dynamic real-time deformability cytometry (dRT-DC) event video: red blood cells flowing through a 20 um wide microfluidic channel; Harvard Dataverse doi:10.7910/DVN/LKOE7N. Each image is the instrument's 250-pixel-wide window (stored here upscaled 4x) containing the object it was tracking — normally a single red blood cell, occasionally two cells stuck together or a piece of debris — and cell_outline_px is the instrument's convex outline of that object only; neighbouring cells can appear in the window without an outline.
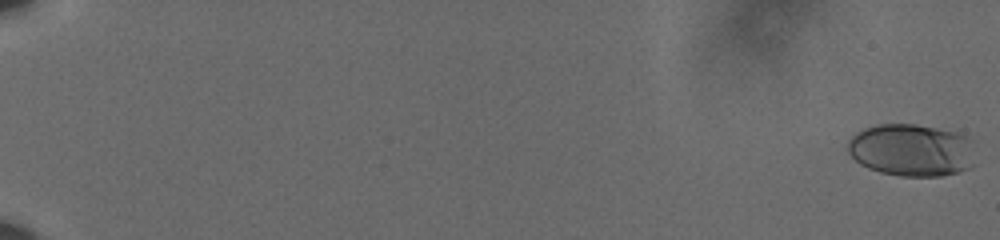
{"species": "human", "species_latin": "Homo sapiens", "temperature_condition": "cold", "stored_images_in_passage": 61, "camera_frame_rate_fps": 3000, "um_per_image_px": 0.085, "donor": {"sex": "male"}, "frame": {"image": 1, "passage_image": 1, "time_ms": 0.0, "image_size_px": [1000, 240], "cell_outline_px": [[972, 164], [968, 168], [956, 172], [940, 176], [900, 176], [880, 172], [868, 168], [860, 164], [848, 152], [848, 140], [856, 132], [864, 128], [876, 124], [916, 124], [956, 132], [968, 136], [972, 140]], "centroid_in_image_um": [77.45, 12.75], "position_along_channel_um": 7.6, "area_um2": 38.96}}
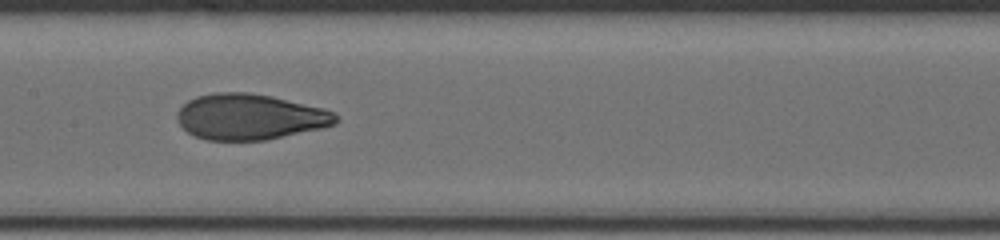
{"frame": {"image": 2, "passage_image": 35, "time_ms": 11.333, "image_size_px": [1000, 240], "cell_outline_px": [[336, 124], [320, 128], [264, 140], [208, 140], [196, 136], [188, 132], [176, 120], [176, 112], [188, 100], [196, 96], [212, 92], [248, 92], [272, 96], [324, 108], [332, 112], [336, 116]], "centroid_in_image_um": [21.19, 9.91], "position_along_channel_um": 186.2, "area_um2": 42.14}}
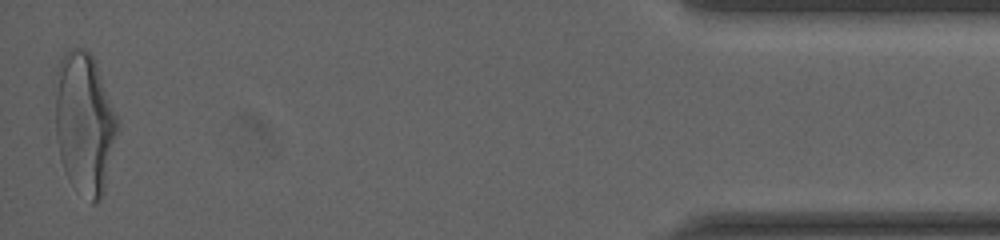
{"frame": {"image": 3, "passage_image": 61, "time_ms": 20.0, "image_size_px": [1000, 240], "cell_outline_px": [[120, 128], [104, 192], [100, 200], [96, 204], [92, 204], [68, 176], [60, 160], [56, 136], [56, 72], [60, 60], [64, 52], [72, 48], [84, 48], [92, 56], [96, 64], [116, 116]], "centroid_in_image_um": [7.19, 10.48], "position_along_channel_um": 428.0, "area_um2": 50.98}, "authors_computed_cell_mechanics": {"area_um2": 41.5582, "velocity_mm_per_s": 3.6092, "shape_relaxation_time_tau1_ms": 4.1548, "shape_relaxation_time_tau2_ms": 1.0526, "deformation_change_tau1": 0.1779, "deformation_change_tau2": 0.0717}}